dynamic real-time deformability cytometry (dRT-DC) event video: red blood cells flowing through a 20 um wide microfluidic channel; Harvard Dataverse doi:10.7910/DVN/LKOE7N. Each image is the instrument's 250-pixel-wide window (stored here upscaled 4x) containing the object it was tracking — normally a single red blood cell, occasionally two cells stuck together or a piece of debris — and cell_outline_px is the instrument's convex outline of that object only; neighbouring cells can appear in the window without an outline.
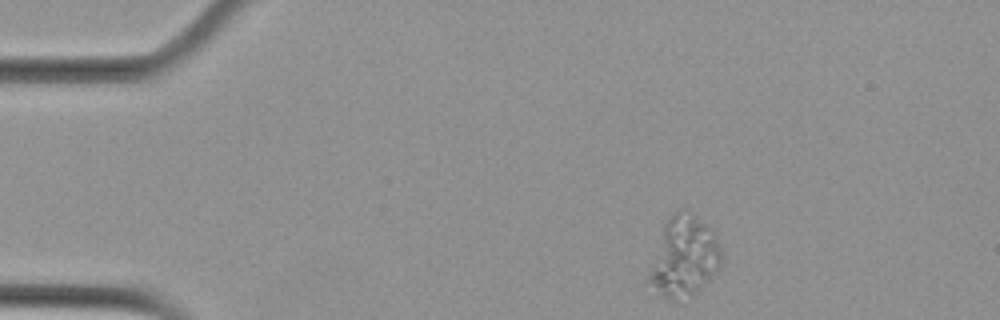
{"species": "Egyptian fruit bat (a non-hibernating species)", "species_latin": "Rousettus aegyptiacus", "temperature_condition": "cold", "stored_images_in_passage": 3, "camera_frame_rate_fps": 3000, "um_per_image_px": 0.085, "animal": {"sex": "female"}, "frame": {"image": 1, "passage_image": 1, "time_ms": 0.0, "image_size_px": [1000, 320], "cell_outline_px": [[724, 260], [720, 268], [692, 296], [680, 304], [668, 300], [660, 296], [644, 280], [664, 224], [676, 212], [716, 232], [724, 256]], "centroid_in_image_um": [58.11, 22.02], "position_along_channel_um": 26.9, "area_um2": 33.81}}
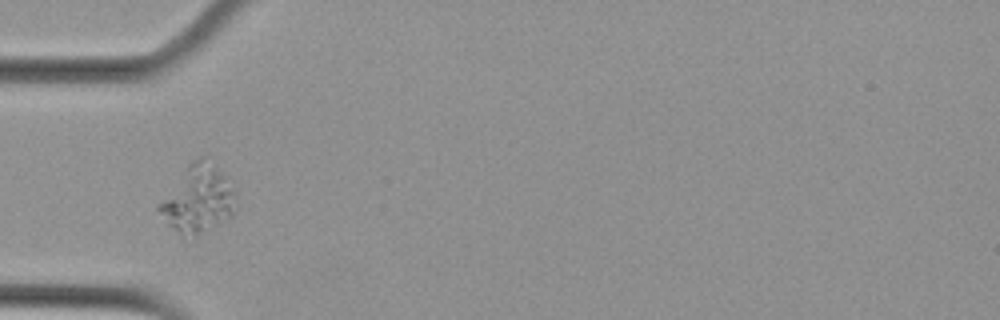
{"frame": {"image": 2, "passage_image": 3, "time_ms": 0.667, "image_size_px": [1000, 320], "cell_outline_px": [[236, 212], [188, 244], [168, 224], [156, 208], [188, 164], [192, 160], [200, 156], [204, 156], [228, 176], [232, 192]], "centroid_in_image_um": [16.82, 17.0], "position_along_channel_um": 68.2, "area_um2": 30.35}}